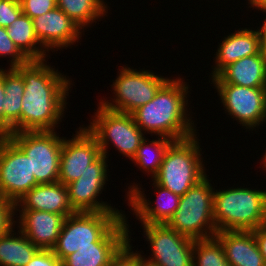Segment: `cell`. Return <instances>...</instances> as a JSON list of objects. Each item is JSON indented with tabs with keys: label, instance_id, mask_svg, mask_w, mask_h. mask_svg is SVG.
<instances>
[{
	"label": "cell",
	"instance_id": "39",
	"mask_svg": "<svg viewBox=\"0 0 266 266\" xmlns=\"http://www.w3.org/2000/svg\"><path fill=\"white\" fill-rule=\"evenodd\" d=\"M8 71H9V69L4 70L3 68H0V79L3 78Z\"/></svg>",
	"mask_w": 266,
	"mask_h": 266
},
{
	"label": "cell",
	"instance_id": "30",
	"mask_svg": "<svg viewBox=\"0 0 266 266\" xmlns=\"http://www.w3.org/2000/svg\"><path fill=\"white\" fill-rule=\"evenodd\" d=\"M130 240L111 259L108 266H142L144 264L142 255L132 250Z\"/></svg>",
	"mask_w": 266,
	"mask_h": 266
},
{
	"label": "cell",
	"instance_id": "32",
	"mask_svg": "<svg viewBox=\"0 0 266 266\" xmlns=\"http://www.w3.org/2000/svg\"><path fill=\"white\" fill-rule=\"evenodd\" d=\"M22 13L20 0H0L1 27H9Z\"/></svg>",
	"mask_w": 266,
	"mask_h": 266
},
{
	"label": "cell",
	"instance_id": "40",
	"mask_svg": "<svg viewBox=\"0 0 266 266\" xmlns=\"http://www.w3.org/2000/svg\"><path fill=\"white\" fill-rule=\"evenodd\" d=\"M264 154H265V155H263V158H262L263 162H261V163L264 164L262 167H263V168H266V150H265V153H264ZM264 170H266V169H264Z\"/></svg>",
	"mask_w": 266,
	"mask_h": 266
},
{
	"label": "cell",
	"instance_id": "14",
	"mask_svg": "<svg viewBox=\"0 0 266 266\" xmlns=\"http://www.w3.org/2000/svg\"><path fill=\"white\" fill-rule=\"evenodd\" d=\"M101 154L97 140L85 127H79L71 139H63L58 182L66 186L77 180Z\"/></svg>",
	"mask_w": 266,
	"mask_h": 266
},
{
	"label": "cell",
	"instance_id": "27",
	"mask_svg": "<svg viewBox=\"0 0 266 266\" xmlns=\"http://www.w3.org/2000/svg\"><path fill=\"white\" fill-rule=\"evenodd\" d=\"M173 142V140L162 136H160L158 140L156 139L152 141H149L148 138H145L141 142L135 156L131 161H135L134 163L139 165L138 167L142 168L144 171H146V173H151L150 175L153 178L160 169L168 147Z\"/></svg>",
	"mask_w": 266,
	"mask_h": 266
},
{
	"label": "cell",
	"instance_id": "19",
	"mask_svg": "<svg viewBox=\"0 0 266 266\" xmlns=\"http://www.w3.org/2000/svg\"><path fill=\"white\" fill-rule=\"evenodd\" d=\"M215 237L230 266H266L253 231H218Z\"/></svg>",
	"mask_w": 266,
	"mask_h": 266
},
{
	"label": "cell",
	"instance_id": "17",
	"mask_svg": "<svg viewBox=\"0 0 266 266\" xmlns=\"http://www.w3.org/2000/svg\"><path fill=\"white\" fill-rule=\"evenodd\" d=\"M19 229L39 249H52L59 237L65 217L39 210H20Z\"/></svg>",
	"mask_w": 266,
	"mask_h": 266
},
{
	"label": "cell",
	"instance_id": "7",
	"mask_svg": "<svg viewBox=\"0 0 266 266\" xmlns=\"http://www.w3.org/2000/svg\"><path fill=\"white\" fill-rule=\"evenodd\" d=\"M96 111L92 122L85 128L97 140L102 154L109 156L107 149L111 142L120 154L132 160L145 139L132 114L110 110L100 103Z\"/></svg>",
	"mask_w": 266,
	"mask_h": 266
},
{
	"label": "cell",
	"instance_id": "26",
	"mask_svg": "<svg viewBox=\"0 0 266 266\" xmlns=\"http://www.w3.org/2000/svg\"><path fill=\"white\" fill-rule=\"evenodd\" d=\"M56 4L81 29L108 13L103 0H56Z\"/></svg>",
	"mask_w": 266,
	"mask_h": 266
},
{
	"label": "cell",
	"instance_id": "36",
	"mask_svg": "<svg viewBox=\"0 0 266 266\" xmlns=\"http://www.w3.org/2000/svg\"><path fill=\"white\" fill-rule=\"evenodd\" d=\"M4 77L0 79V136H4Z\"/></svg>",
	"mask_w": 266,
	"mask_h": 266
},
{
	"label": "cell",
	"instance_id": "16",
	"mask_svg": "<svg viewBox=\"0 0 266 266\" xmlns=\"http://www.w3.org/2000/svg\"><path fill=\"white\" fill-rule=\"evenodd\" d=\"M32 21L35 34L47 53L49 49L71 46L82 36V29L58 7Z\"/></svg>",
	"mask_w": 266,
	"mask_h": 266
},
{
	"label": "cell",
	"instance_id": "15",
	"mask_svg": "<svg viewBox=\"0 0 266 266\" xmlns=\"http://www.w3.org/2000/svg\"><path fill=\"white\" fill-rule=\"evenodd\" d=\"M155 192L158 191L157 201L154 206L146 199L145 193L137 184L131 185L127 191L128 205L140 219L141 224H167L178 209L181 196L153 182ZM148 200V201H147Z\"/></svg>",
	"mask_w": 266,
	"mask_h": 266
},
{
	"label": "cell",
	"instance_id": "35",
	"mask_svg": "<svg viewBox=\"0 0 266 266\" xmlns=\"http://www.w3.org/2000/svg\"><path fill=\"white\" fill-rule=\"evenodd\" d=\"M259 250L266 262V223L253 231Z\"/></svg>",
	"mask_w": 266,
	"mask_h": 266
},
{
	"label": "cell",
	"instance_id": "37",
	"mask_svg": "<svg viewBox=\"0 0 266 266\" xmlns=\"http://www.w3.org/2000/svg\"><path fill=\"white\" fill-rule=\"evenodd\" d=\"M260 10L266 13V7ZM258 32L260 36L261 51H263L266 54V19L264 20L262 27L260 26V29H258Z\"/></svg>",
	"mask_w": 266,
	"mask_h": 266
},
{
	"label": "cell",
	"instance_id": "6",
	"mask_svg": "<svg viewBox=\"0 0 266 266\" xmlns=\"http://www.w3.org/2000/svg\"><path fill=\"white\" fill-rule=\"evenodd\" d=\"M214 189L207 175L180 198L178 209L167 225L193 240L215 237Z\"/></svg>",
	"mask_w": 266,
	"mask_h": 266
},
{
	"label": "cell",
	"instance_id": "31",
	"mask_svg": "<svg viewBox=\"0 0 266 266\" xmlns=\"http://www.w3.org/2000/svg\"><path fill=\"white\" fill-rule=\"evenodd\" d=\"M22 12L31 19L57 7L56 0H20Z\"/></svg>",
	"mask_w": 266,
	"mask_h": 266
},
{
	"label": "cell",
	"instance_id": "25",
	"mask_svg": "<svg viewBox=\"0 0 266 266\" xmlns=\"http://www.w3.org/2000/svg\"><path fill=\"white\" fill-rule=\"evenodd\" d=\"M127 242H93L70 254L62 266H108L111 259Z\"/></svg>",
	"mask_w": 266,
	"mask_h": 266
},
{
	"label": "cell",
	"instance_id": "23",
	"mask_svg": "<svg viewBox=\"0 0 266 266\" xmlns=\"http://www.w3.org/2000/svg\"><path fill=\"white\" fill-rule=\"evenodd\" d=\"M13 230L0 235V266H26L39 250L20 230Z\"/></svg>",
	"mask_w": 266,
	"mask_h": 266
},
{
	"label": "cell",
	"instance_id": "5",
	"mask_svg": "<svg viewBox=\"0 0 266 266\" xmlns=\"http://www.w3.org/2000/svg\"><path fill=\"white\" fill-rule=\"evenodd\" d=\"M197 134L174 141L167 149L160 169L153 177L156 184L183 196L206 176Z\"/></svg>",
	"mask_w": 266,
	"mask_h": 266
},
{
	"label": "cell",
	"instance_id": "33",
	"mask_svg": "<svg viewBox=\"0 0 266 266\" xmlns=\"http://www.w3.org/2000/svg\"><path fill=\"white\" fill-rule=\"evenodd\" d=\"M15 215V204L0 196V235L14 228L17 223L13 218Z\"/></svg>",
	"mask_w": 266,
	"mask_h": 266
},
{
	"label": "cell",
	"instance_id": "4",
	"mask_svg": "<svg viewBox=\"0 0 266 266\" xmlns=\"http://www.w3.org/2000/svg\"><path fill=\"white\" fill-rule=\"evenodd\" d=\"M213 217L217 232L254 231L266 223V190L214 189Z\"/></svg>",
	"mask_w": 266,
	"mask_h": 266
},
{
	"label": "cell",
	"instance_id": "22",
	"mask_svg": "<svg viewBox=\"0 0 266 266\" xmlns=\"http://www.w3.org/2000/svg\"><path fill=\"white\" fill-rule=\"evenodd\" d=\"M4 136L21 132V107L24 79L16 68H9L4 76Z\"/></svg>",
	"mask_w": 266,
	"mask_h": 266
},
{
	"label": "cell",
	"instance_id": "10",
	"mask_svg": "<svg viewBox=\"0 0 266 266\" xmlns=\"http://www.w3.org/2000/svg\"><path fill=\"white\" fill-rule=\"evenodd\" d=\"M152 256L142 259L147 266H193L194 240L167 224H142Z\"/></svg>",
	"mask_w": 266,
	"mask_h": 266
},
{
	"label": "cell",
	"instance_id": "8",
	"mask_svg": "<svg viewBox=\"0 0 266 266\" xmlns=\"http://www.w3.org/2000/svg\"><path fill=\"white\" fill-rule=\"evenodd\" d=\"M52 131H23L7 136L30 158L38 184L58 182L63 137Z\"/></svg>",
	"mask_w": 266,
	"mask_h": 266
},
{
	"label": "cell",
	"instance_id": "18",
	"mask_svg": "<svg viewBox=\"0 0 266 266\" xmlns=\"http://www.w3.org/2000/svg\"><path fill=\"white\" fill-rule=\"evenodd\" d=\"M19 206V207H18ZM39 210L61 214L65 218L75 211L70 205L67 186L61 182L38 184L15 204V209Z\"/></svg>",
	"mask_w": 266,
	"mask_h": 266
},
{
	"label": "cell",
	"instance_id": "38",
	"mask_svg": "<svg viewBox=\"0 0 266 266\" xmlns=\"http://www.w3.org/2000/svg\"><path fill=\"white\" fill-rule=\"evenodd\" d=\"M249 3L248 5L250 4L251 5V8L255 7V9L257 8L258 11L262 8H265L266 7V0H248Z\"/></svg>",
	"mask_w": 266,
	"mask_h": 266
},
{
	"label": "cell",
	"instance_id": "21",
	"mask_svg": "<svg viewBox=\"0 0 266 266\" xmlns=\"http://www.w3.org/2000/svg\"><path fill=\"white\" fill-rule=\"evenodd\" d=\"M213 83H229L250 88L266 87V54L247 56L226 66Z\"/></svg>",
	"mask_w": 266,
	"mask_h": 266
},
{
	"label": "cell",
	"instance_id": "24",
	"mask_svg": "<svg viewBox=\"0 0 266 266\" xmlns=\"http://www.w3.org/2000/svg\"><path fill=\"white\" fill-rule=\"evenodd\" d=\"M6 29L13 43L29 60L46 59L47 50H44L45 48L37 38L33 27V21L29 16L22 13Z\"/></svg>",
	"mask_w": 266,
	"mask_h": 266
},
{
	"label": "cell",
	"instance_id": "13",
	"mask_svg": "<svg viewBox=\"0 0 266 266\" xmlns=\"http://www.w3.org/2000/svg\"><path fill=\"white\" fill-rule=\"evenodd\" d=\"M107 159L101 154L77 180L66 185L69 202L75 212L119 211L108 203L97 200L108 181Z\"/></svg>",
	"mask_w": 266,
	"mask_h": 266
},
{
	"label": "cell",
	"instance_id": "3",
	"mask_svg": "<svg viewBox=\"0 0 266 266\" xmlns=\"http://www.w3.org/2000/svg\"><path fill=\"white\" fill-rule=\"evenodd\" d=\"M125 217L120 211L75 212L65 218L52 251L62 262L93 242H128L132 239Z\"/></svg>",
	"mask_w": 266,
	"mask_h": 266
},
{
	"label": "cell",
	"instance_id": "9",
	"mask_svg": "<svg viewBox=\"0 0 266 266\" xmlns=\"http://www.w3.org/2000/svg\"><path fill=\"white\" fill-rule=\"evenodd\" d=\"M120 69L119 76L112 84L115 94L113 101H100L103 107L118 112L132 114L151 101L159 88L169 79L149 70L136 71L124 66Z\"/></svg>",
	"mask_w": 266,
	"mask_h": 266
},
{
	"label": "cell",
	"instance_id": "1",
	"mask_svg": "<svg viewBox=\"0 0 266 266\" xmlns=\"http://www.w3.org/2000/svg\"><path fill=\"white\" fill-rule=\"evenodd\" d=\"M45 62L30 60L16 67L24 79L21 132L52 131L64 117L72 82Z\"/></svg>",
	"mask_w": 266,
	"mask_h": 266
},
{
	"label": "cell",
	"instance_id": "29",
	"mask_svg": "<svg viewBox=\"0 0 266 266\" xmlns=\"http://www.w3.org/2000/svg\"><path fill=\"white\" fill-rule=\"evenodd\" d=\"M10 57V68L27 64L30 60L19 50L7 34V29L0 26V57Z\"/></svg>",
	"mask_w": 266,
	"mask_h": 266
},
{
	"label": "cell",
	"instance_id": "28",
	"mask_svg": "<svg viewBox=\"0 0 266 266\" xmlns=\"http://www.w3.org/2000/svg\"><path fill=\"white\" fill-rule=\"evenodd\" d=\"M193 266H230L216 237L194 240Z\"/></svg>",
	"mask_w": 266,
	"mask_h": 266
},
{
	"label": "cell",
	"instance_id": "12",
	"mask_svg": "<svg viewBox=\"0 0 266 266\" xmlns=\"http://www.w3.org/2000/svg\"><path fill=\"white\" fill-rule=\"evenodd\" d=\"M228 112L242 126L254 129L266 121V87H245L229 83H213Z\"/></svg>",
	"mask_w": 266,
	"mask_h": 266
},
{
	"label": "cell",
	"instance_id": "20",
	"mask_svg": "<svg viewBox=\"0 0 266 266\" xmlns=\"http://www.w3.org/2000/svg\"><path fill=\"white\" fill-rule=\"evenodd\" d=\"M219 43L215 56V66L212 68L211 77L217 76L226 66L241 58L258 54L260 48V36L256 29H239L235 33L224 37Z\"/></svg>",
	"mask_w": 266,
	"mask_h": 266
},
{
	"label": "cell",
	"instance_id": "11",
	"mask_svg": "<svg viewBox=\"0 0 266 266\" xmlns=\"http://www.w3.org/2000/svg\"><path fill=\"white\" fill-rule=\"evenodd\" d=\"M36 185L30 158L8 136H0V196L16 204Z\"/></svg>",
	"mask_w": 266,
	"mask_h": 266
},
{
	"label": "cell",
	"instance_id": "2",
	"mask_svg": "<svg viewBox=\"0 0 266 266\" xmlns=\"http://www.w3.org/2000/svg\"><path fill=\"white\" fill-rule=\"evenodd\" d=\"M183 81V78L168 79L151 101L132 113L136 125L144 134L147 131L179 141L197 133L193 120L188 117L189 85Z\"/></svg>",
	"mask_w": 266,
	"mask_h": 266
},
{
	"label": "cell",
	"instance_id": "34",
	"mask_svg": "<svg viewBox=\"0 0 266 266\" xmlns=\"http://www.w3.org/2000/svg\"><path fill=\"white\" fill-rule=\"evenodd\" d=\"M26 266H62L52 249H39Z\"/></svg>",
	"mask_w": 266,
	"mask_h": 266
}]
</instances>
